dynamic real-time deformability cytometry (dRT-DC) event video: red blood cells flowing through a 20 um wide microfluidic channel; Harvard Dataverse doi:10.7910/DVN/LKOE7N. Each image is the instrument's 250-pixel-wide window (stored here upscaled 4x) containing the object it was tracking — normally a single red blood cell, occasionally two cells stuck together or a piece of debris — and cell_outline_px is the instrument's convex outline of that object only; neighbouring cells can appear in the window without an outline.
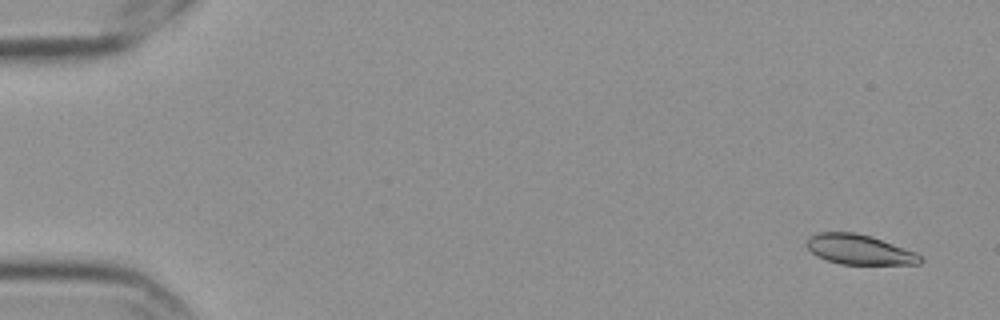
{"species": "Egyptian fruit bat (a non-hibernating species)", "species_latin": "Rousettus aegyptiacus", "temperature_condition": "cold", "stored_images_in_passage": 6, "camera_frame_rate_fps": 3000, "um_per_image_px": 0.085, "frame": {"image": 1, "passage_image": 1, "time_ms": 0.0, "image_size_px": [1000, 320], "cell_outline_px": [[924, 260], [920, 264], [840, 264], [816, 256], [804, 244], [808, 236], [816, 232], [852, 232], [872, 236], [916, 252]], "centroid_in_image_um": [73.01, 21.2], "position_along_channel_um": 12.0, "area_um2": 19.94}}